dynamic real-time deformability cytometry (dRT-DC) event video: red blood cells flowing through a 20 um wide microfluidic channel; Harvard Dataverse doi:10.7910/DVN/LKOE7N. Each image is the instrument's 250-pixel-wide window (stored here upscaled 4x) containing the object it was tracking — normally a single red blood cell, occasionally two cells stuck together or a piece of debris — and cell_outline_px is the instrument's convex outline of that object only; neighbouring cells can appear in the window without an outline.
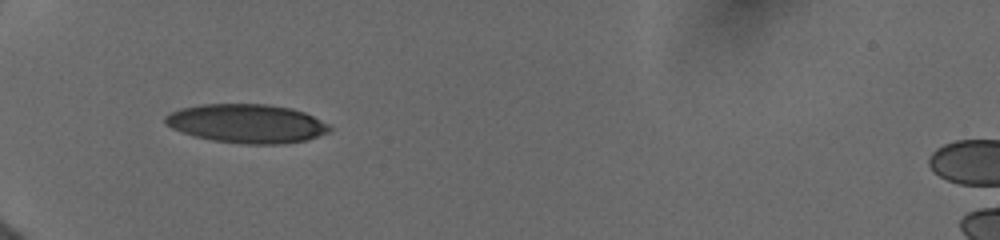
{"species": "human", "species_latin": "Homo sapiens", "temperature_condition": "cold", "stored_images_in_passage": 20, "camera_frame_rate_fps": 3000, "um_per_image_px": 0.085, "donor": {"sex": "female"}, "frame": {"image": 1, "passage_image": 2, "time_ms": 1.0, "image_size_px": [1000, 240], "cell_outline_px": [[332, 128], [328, 132], [304, 140], [284, 144], [248, 144], [212, 140], [196, 136], [172, 128], [164, 124], [164, 116], [180, 108], [200, 104], [268, 104], [292, 108], [304, 112], [328, 124]], "centroid_in_image_um": [20.96, 10.49], "position_along_channel_um": 64.0, "area_um2": 36.99}}
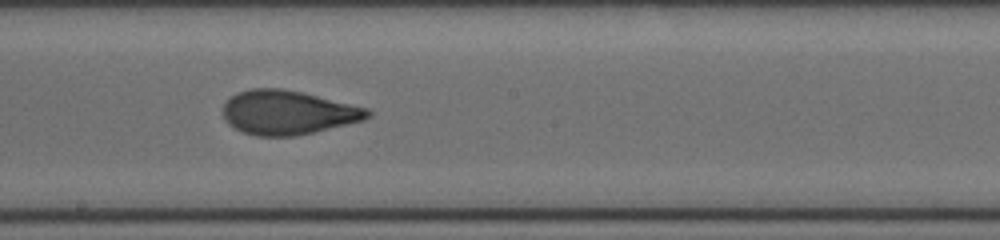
{"frame": {"image": 2, "passage_image": 7, "time_ms": 5.333, "image_size_px": [1000, 240], "cell_outline_px": [[372, 116], [364, 120], [296, 136], [256, 136], [244, 132], [228, 124], [224, 120], [224, 104], [236, 92], [252, 88], [280, 88], [300, 92], [368, 108], [372, 112]], "centroid_in_image_um": [24.47, 9.56], "position_along_channel_um": 223.7, "area_um2": 36.93}}
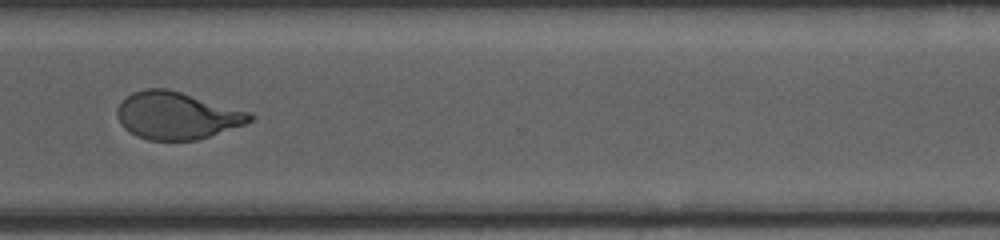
{"frame": {"image": 3, "passage_image": 14, "time_ms": 8.667, "image_size_px": [1000, 240], "cell_outline_px": [[256, 116], [252, 120], [244, 124], [196, 140], [148, 140], [136, 136], [128, 132], [120, 124], [116, 116], [116, 108], [132, 92], [144, 88], [168, 88], [252, 112]], "centroid_in_image_um": [15.01, 9.81], "position_along_channel_um": 355.6, "area_um2": 36.76}, "authors_computed_cell_mechanics": {"area_um2": 36.9631, "velocity_mm_per_s": 3.9684, "shape_relaxation_time_tau1_ms": 4.234, "shape_relaxation_time_tau2_ms": 0.9358, "deformation_change_tau1": 0.1581, "deformation_change_tau2": 0.0737}}